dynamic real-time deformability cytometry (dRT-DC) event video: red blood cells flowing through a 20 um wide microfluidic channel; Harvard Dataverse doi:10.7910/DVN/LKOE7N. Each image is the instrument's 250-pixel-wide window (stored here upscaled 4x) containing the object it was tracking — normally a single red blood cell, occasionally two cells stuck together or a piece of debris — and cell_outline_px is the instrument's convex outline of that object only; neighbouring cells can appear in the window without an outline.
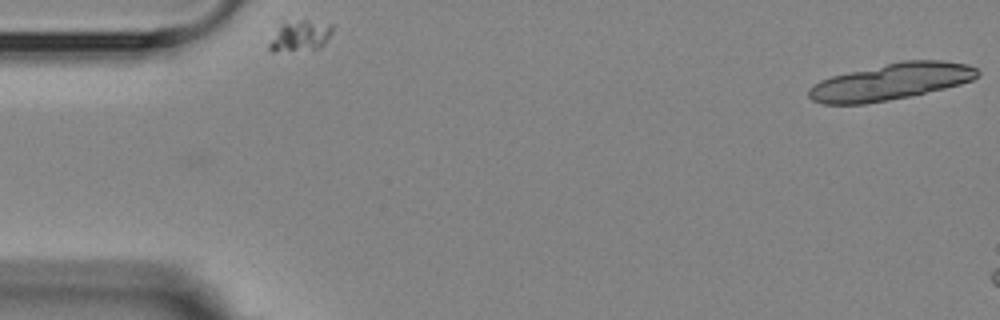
{"species": "Egyptian fruit bat (a non-hibernating species)", "species_latin": "Rousettus aegyptiacus", "temperature_condition": "room temperature", "stored_images_in_passage": 2, "camera_frame_rate_fps": 3000, "um_per_image_px": 0.085, "animal": {"sex": "female"}, "frame": {"image": 1, "passage_image": 2, "time_ms": 1.333, "image_size_px": [1000, 320], "cell_outline_px": [[980, 76], [972, 80], [960, 84], [944, 88], [908, 96], [888, 100], [864, 104], [824, 104], [812, 100], [808, 96], [808, 88], [812, 84], [820, 80], [832, 76], [848, 72], [900, 60], [944, 60], [968, 64], [976, 68], [980, 72]], "centroid_in_image_um": [75.72, 6.93], "position_along_channel_um": 9.3, "area_um2": 36.07}}